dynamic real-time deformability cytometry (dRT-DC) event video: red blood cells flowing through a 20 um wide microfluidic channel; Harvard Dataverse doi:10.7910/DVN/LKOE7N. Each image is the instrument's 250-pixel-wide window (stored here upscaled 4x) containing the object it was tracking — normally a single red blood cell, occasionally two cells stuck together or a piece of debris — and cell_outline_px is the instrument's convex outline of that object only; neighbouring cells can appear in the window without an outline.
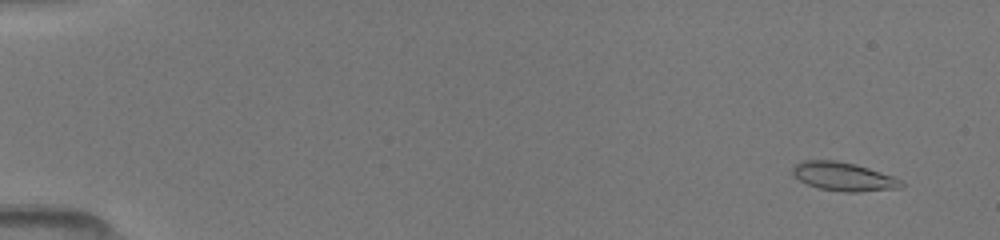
{"species": "common noctule bat (a hibernating species)", "species_latin": "Nyctalus noctula", "temperature_condition": "room temperature", "stored_images_in_passage": 51, "camera_frame_rate_fps": 3000, "um_per_image_px": 0.085, "animal": {"sex": "female", "body_mass_g": 19.5, "forearm_length_mm": 54.1}, "frame": {"image": 1, "passage_image": 4, "time_ms": 1.0, "image_size_px": [1000, 240], "cell_outline_px": [[904, 184], [900, 188], [860, 192], [844, 192], [820, 188], [808, 184], [792, 176], [792, 168], [796, 164], [804, 160], [836, 160], [856, 164], [896, 176], [904, 180]], "centroid_in_image_um": [71.75, 15.0], "position_along_channel_um": 13.2, "area_um2": 18.38}}
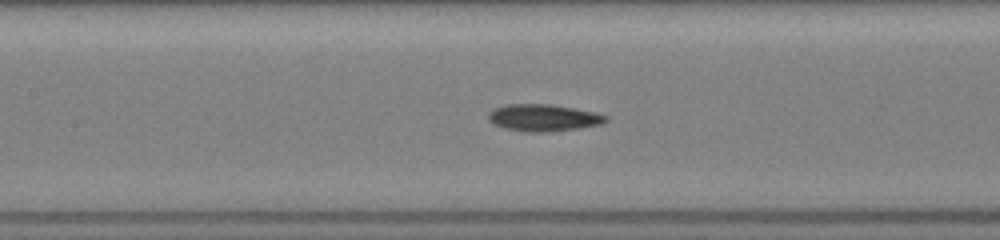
{"frame": {"image": 2, "passage_image": 25, "time_ms": 8.0, "image_size_px": [1000, 240], "cell_outline_px": [[608, 120], [600, 124], [580, 128], [548, 132], [528, 132], [504, 128], [492, 124], [488, 120], [488, 112], [492, 108], [508, 104], [552, 104], [576, 108], [596, 112], [608, 116]], "centroid_in_image_um": [46.17, 10.0], "position_along_channel_um": 161.2, "area_um2": 18.73}}
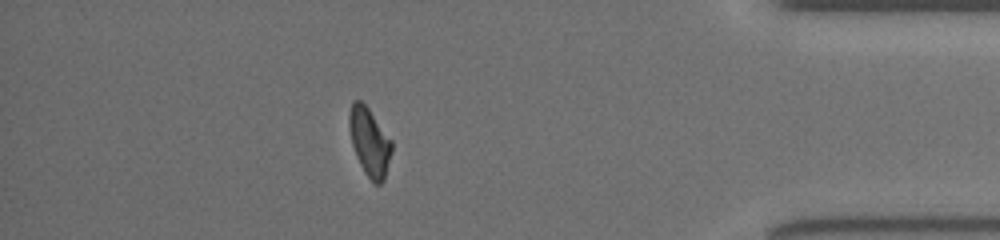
{"frame": {"image": 3, "passage_image": 45, "time_ms": 14.667, "image_size_px": [1000, 240], "cell_outline_px": [[392, 152], [384, 180], [380, 184], [372, 184], [364, 172], [356, 156], [352, 144], [348, 124], [348, 116], [352, 100], [360, 100], [368, 108], [392, 140]], "centroid_in_image_um": [31.4, 12.08], "position_along_channel_um": 403.8, "area_um2": 17.05}}